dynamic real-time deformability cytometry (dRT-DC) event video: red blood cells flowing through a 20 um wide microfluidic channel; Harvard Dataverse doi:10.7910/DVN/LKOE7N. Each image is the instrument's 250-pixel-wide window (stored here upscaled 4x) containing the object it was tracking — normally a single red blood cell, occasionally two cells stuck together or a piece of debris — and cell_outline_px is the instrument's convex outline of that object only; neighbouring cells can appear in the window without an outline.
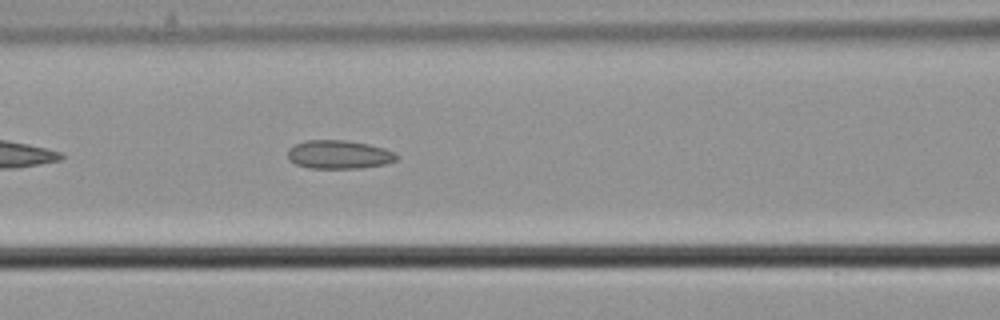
{"species": "common noctule bat (a hibernating species)", "species_latin": "Nyctalus noctula", "temperature_condition": "cold", "stored_images_in_passage": 6, "camera_frame_rate_fps": 3000, "um_per_image_px": 0.085, "animal": {"sex": "male", "body_mass_g": 21.5, "forearm_length_mm": 52.0}, "frame": {"image": 1, "passage_image": 5, "time_ms": 1.333, "image_size_px": [1000, 320], "cell_outline_px": [[400, 156], [396, 160], [384, 164], [360, 168], [308, 168], [296, 164], [288, 160], [288, 148], [304, 140], [344, 140], [368, 144], [384, 148], [396, 152]], "centroid_in_image_um": [28.81, 13.13], "position_along_channel_um": 137.8, "area_um2": 18.21}}